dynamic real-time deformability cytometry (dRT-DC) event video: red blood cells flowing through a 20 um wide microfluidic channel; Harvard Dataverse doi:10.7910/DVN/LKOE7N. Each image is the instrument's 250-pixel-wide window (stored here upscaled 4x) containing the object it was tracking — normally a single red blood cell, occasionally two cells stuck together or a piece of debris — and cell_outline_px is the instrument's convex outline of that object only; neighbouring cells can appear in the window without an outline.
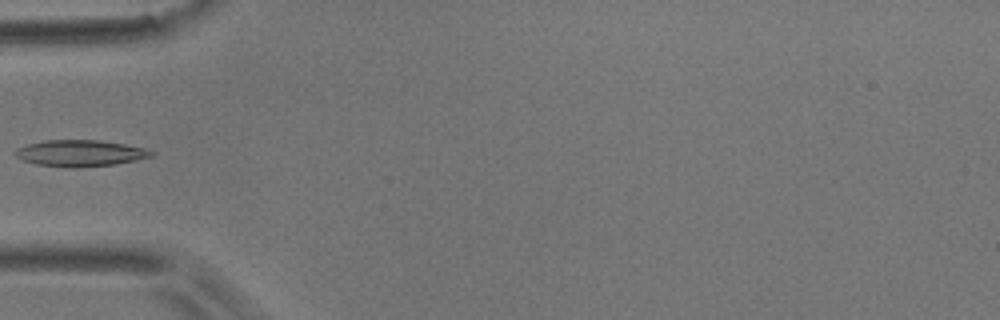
{"species": "common noctule bat (a hibernating species)", "species_latin": "Nyctalus noctula", "temperature_condition": "room temperature", "stored_images_in_passage": 5, "camera_frame_rate_fps": 3000, "um_per_image_px": 0.085, "animal": {"sex": "male", "body_mass_g": 17.9}, "frame": {"image": 1, "passage_image": 4, "time_ms": 3.667, "image_size_px": [1000, 320], "cell_outline_px": [[156, 152], [152, 156], [136, 160], [116, 164], [76, 168], [72, 168], [36, 164], [24, 160], [16, 156], [12, 152], [16, 148], [28, 144], [44, 140], [100, 140], [148, 148]], "centroid_in_image_um": [6.84, 13.02], "position_along_channel_um": 78.2, "area_um2": 21.1}}
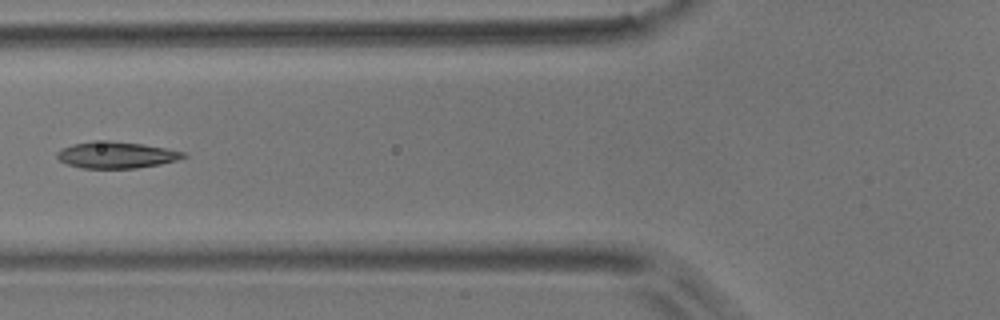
{"frame": {"image": 2, "passage_image": 5, "time_ms": 4.667, "image_size_px": [1000, 320], "cell_outline_px": [[188, 156], [176, 160], [160, 164], [136, 168], [80, 168], [64, 164], [56, 156], [56, 152], [60, 148], [72, 144], [92, 140], [108, 140], [144, 144], [184, 152]], "centroid_in_image_um": [9.81, 13.16], "position_along_channel_um": 116.0, "area_um2": 19.77}}